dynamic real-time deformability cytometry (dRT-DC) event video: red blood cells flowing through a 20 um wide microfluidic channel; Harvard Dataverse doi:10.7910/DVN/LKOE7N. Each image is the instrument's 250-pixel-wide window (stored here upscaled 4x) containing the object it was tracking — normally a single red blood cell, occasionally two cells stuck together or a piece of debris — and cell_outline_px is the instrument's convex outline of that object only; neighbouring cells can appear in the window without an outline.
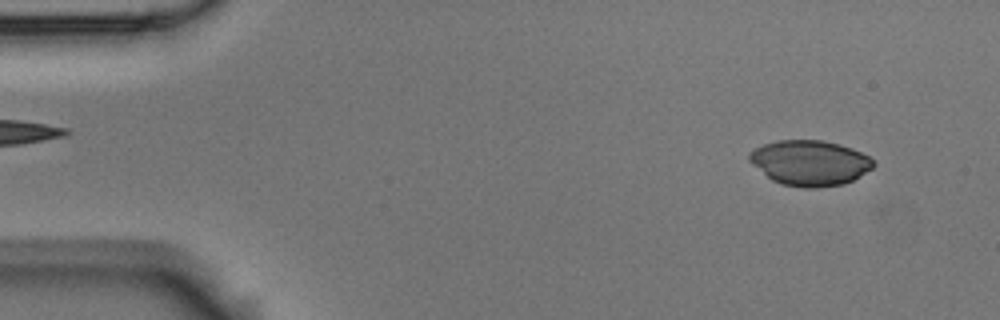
{"species": "Egyptian fruit bat (a non-hibernating species)", "species_latin": "Rousettus aegyptiacus", "temperature_condition": "room temperature", "stored_images_in_passage": 4, "camera_frame_rate_fps": 3000, "um_per_image_px": 0.085, "animal": {"sex": "male"}, "frame": {"image": 1, "passage_image": 1, "time_ms": 0.0, "image_size_px": [1000, 320], "cell_outline_px": [[876, 164], [872, 168], [852, 180], [844, 184], [816, 188], [804, 188], [784, 184], [772, 180], [752, 164], [748, 160], [748, 152], [764, 144], [776, 140], [824, 140], [840, 144], [852, 148], [868, 156]], "centroid_in_image_um": [68.82, 13.84], "position_along_channel_um": 16.2, "area_um2": 32.71}}
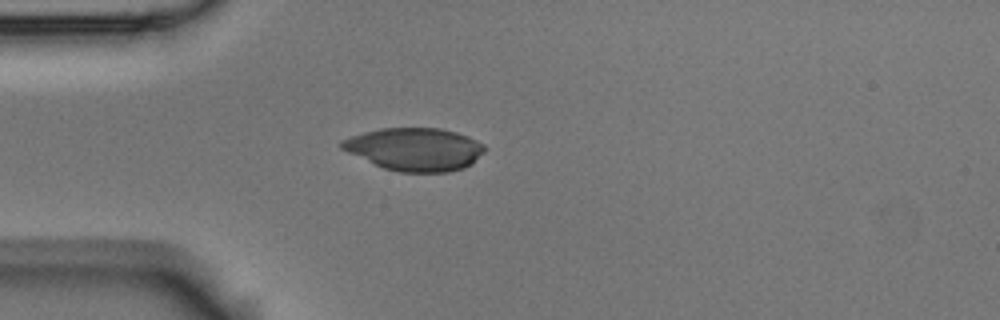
{"frame": {"image": 2, "passage_image": 4, "time_ms": 1.0, "image_size_px": [1000, 320], "cell_outline_px": [[488, 148], [472, 164], [464, 168], [448, 172], [400, 172], [384, 168], [348, 152], [340, 148], [340, 140], [364, 132], [380, 128], [440, 128], [456, 132], [468, 136], [484, 144]], "centroid_in_image_um": [35.29, 12.68], "position_along_channel_um": 49.7, "area_um2": 35.72}}